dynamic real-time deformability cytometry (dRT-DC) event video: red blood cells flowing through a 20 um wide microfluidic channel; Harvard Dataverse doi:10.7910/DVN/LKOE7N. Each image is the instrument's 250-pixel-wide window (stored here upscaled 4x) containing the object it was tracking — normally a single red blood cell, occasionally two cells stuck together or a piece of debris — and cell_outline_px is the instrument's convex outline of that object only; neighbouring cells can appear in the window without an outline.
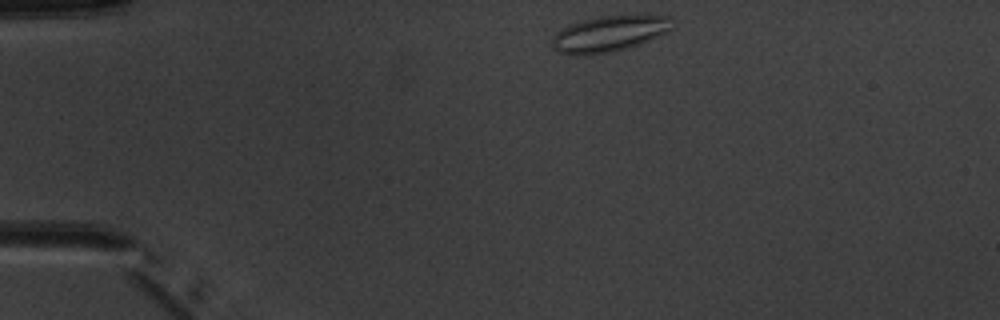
{"species": "common noctule bat (a hibernating species)", "species_latin": "Nyctalus noctula", "temperature_condition": "warm", "stored_images_in_passage": 4, "camera_frame_rate_fps": 3000, "um_per_image_px": 0.085, "animal": {"sex": "male", "body_mass_g": 20.1, "forearm_length_mm": 53.5}, "frame": {"image": 1, "passage_image": 1, "time_ms": 0.0, "image_size_px": [1000, 320], "cell_outline_px": [[672, 28], [668, 32], [628, 48], [608, 52], [560, 52], [552, 48], [552, 40], [556, 32], [568, 24], [600, 16], [668, 16]], "centroid_in_image_um": [51.79, 2.83], "position_along_channel_um": 33.2, "area_um2": 23.99}}
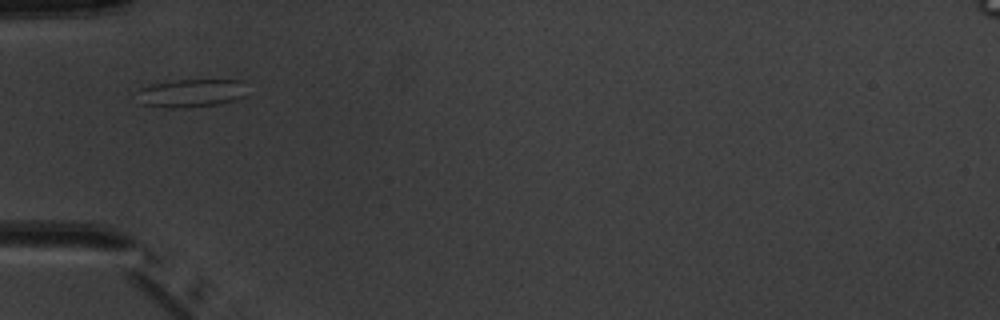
{"frame": {"image": 2, "passage_image": 3, "time_ms": 2.333, "image_size_px": [1000, 320], "cell_outline_px": [[248, 96], [236, 100], [220, 104], [188, 108], [168, 108], [144, 104], [140, 88], [152, 84], [176, 80], [244, 80]], "centroid_in_image_um": [16.42, 7.91], "position_along_channel_um": 68.6, "area_um2": 18.03}}
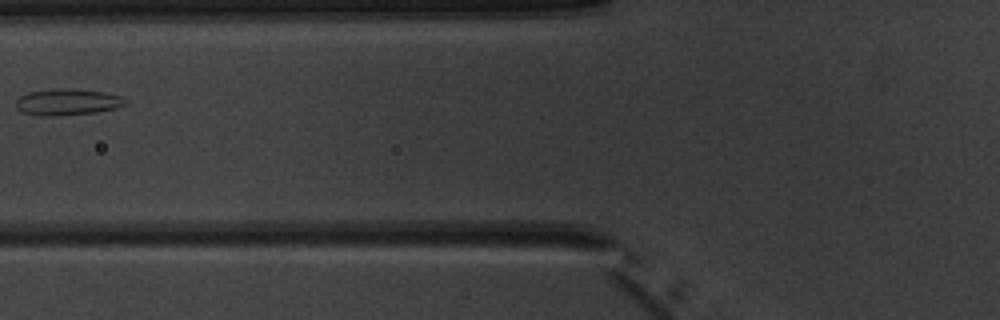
{"frame": {"image": 3, "passage_image": 4, "time_ms": 3.667, "image_size_px": [1000, 320], "cell_outline_px": [[128, 104], [116, 108], [96, 112], [56, 116], [40, 116], [20, 112], [16, 108], [16, 100], [20, 96], [28, 92], [52, 88], [76, 88], [104, 92], [124, 96], [128, 100]], "centroid_in_image_um": [5.75, 8.66], "position_along_channel_um": 120.0, "area_um2": 17.34}}